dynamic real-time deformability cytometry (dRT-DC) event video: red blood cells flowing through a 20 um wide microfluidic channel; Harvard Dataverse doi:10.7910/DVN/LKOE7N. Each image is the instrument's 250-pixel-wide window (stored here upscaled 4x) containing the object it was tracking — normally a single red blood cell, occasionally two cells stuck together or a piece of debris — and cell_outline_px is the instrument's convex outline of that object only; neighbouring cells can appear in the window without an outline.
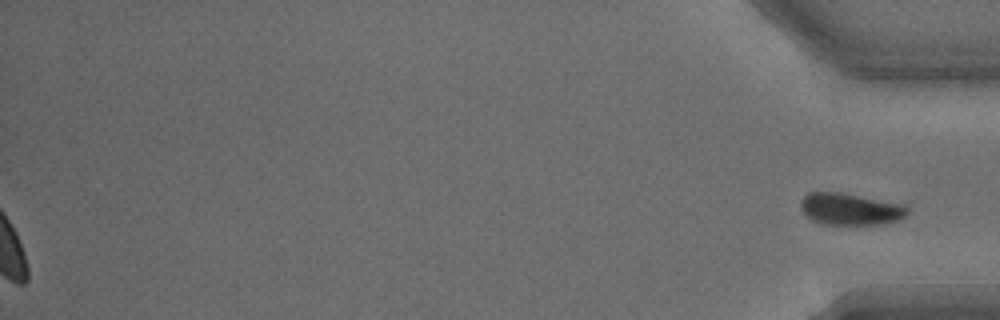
{"species": "common noctule bat (a hibernating species)", "species_latin": "Nyctalus noctula", "temperature_condition": "warm", "stored_images_in_passage": 28, "segment_of_instrument_passage": [2, 2], "camera_frame_rate_fps": 3000, "um_per_image_px": 0.085, "animal": {"sex": "male", "body_mass_g": 15.6}, "frame": {"image": 1, "passage_image": 28, "time_ms": 9.0, "image_size_px": [1000, 320], "cell_outline_px": [[908, 212], [904, 216], [896, 220], [880, 224], [824, 224], [812, 220], [800, 208], [800, 200], [808, 192], [840, 192], [904, 204], [908, 208]], "centroid_in_image_um": [72.25, 17.76], "position_along_channel_um": 363.0, "area_um2": 19.65}}